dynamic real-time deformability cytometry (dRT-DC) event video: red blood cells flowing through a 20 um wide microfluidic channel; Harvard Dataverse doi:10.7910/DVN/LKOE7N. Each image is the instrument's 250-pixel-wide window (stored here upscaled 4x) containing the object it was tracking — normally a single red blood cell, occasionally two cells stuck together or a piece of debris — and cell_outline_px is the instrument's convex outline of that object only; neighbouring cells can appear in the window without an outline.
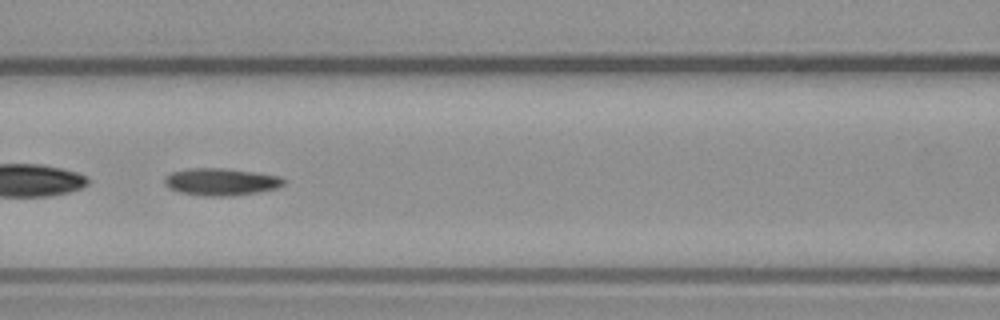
{"species": "common noctule bat (a hibernating species)", "species_latin": "Nyctalus noctula", "temperature_condition": "warm", "stored_images_in_passage": 46, "camera_frame_rate_fps": 3000, "um_per_image_px": 0.085, "animal": {"sex": "male", "body_mass_g": 23.1, "forearm_length_mm": 52.7}, "frame": {"image": 1, "passage_image": 19, "time_ms": 6.0, "image_size_px": [1000, 320], "cell_outline_px": [[284, 184], [276, 188], [256, 192], [232, 196], [200, 196], [180, 192], [168, 188], [164, 184], [164, 176], [172, 172], [188, 168], [224, 168], [256, 172], [280, 176], [284, 180]], "centroid_in_image_um": [18.74, 15.45], "position_along_channel_um": 147.9, "area_um2": 19.02}}
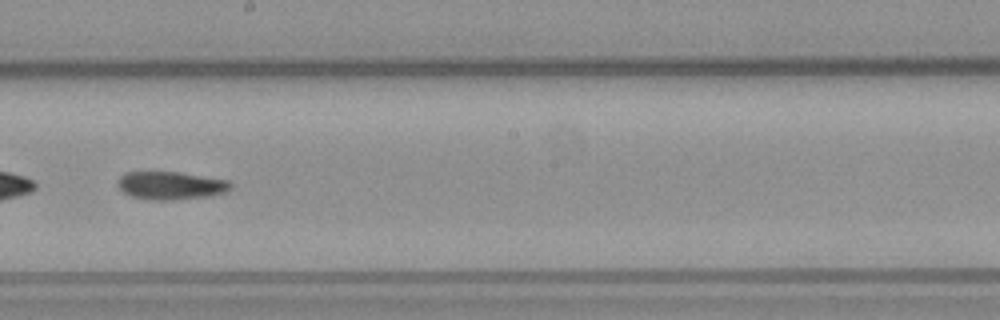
{"frame": {"image": 2, "passage_image": 25, "time_ms": 8.0, "image_size_px": [1000, 320], "cell_outline_px": [[232, 188], [228, 192], [208, 196], [172, 200], [152, 200], [128, 196], [116, 184], [116, 180], [124, 172], [180, 172], [228, 180], [232, 184]], "centroid_in_image_um": [14.5, 15.77], "position_along_channel_um": 233.7, "area_um2": 18.67}}
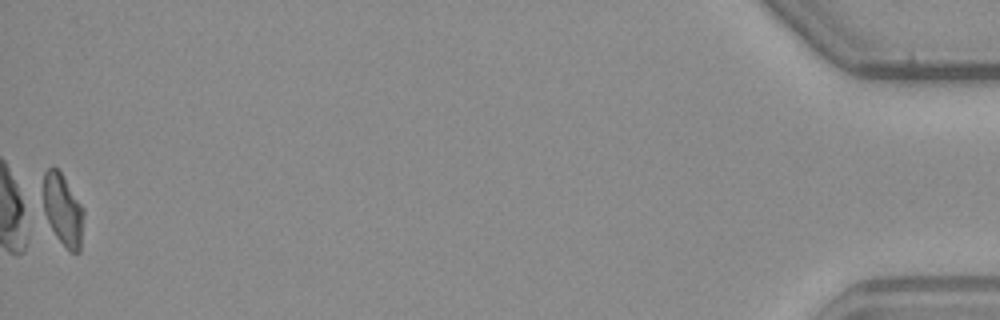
{"frame": {"image": 3, "passage_image": 46, "time_ms": 15.0, "image_size_px": [1000, 320], "cell_outline_px": [[84, 216], [80, 252], [72, 252], [56, 236], [44, 212], [44, 172], [52, 164], [60, 172], [84, 208]], "centroid_in_image_um": [5.37, 17.82], "position_along_channel_um": 429.8, "area_um2": 16.59}}